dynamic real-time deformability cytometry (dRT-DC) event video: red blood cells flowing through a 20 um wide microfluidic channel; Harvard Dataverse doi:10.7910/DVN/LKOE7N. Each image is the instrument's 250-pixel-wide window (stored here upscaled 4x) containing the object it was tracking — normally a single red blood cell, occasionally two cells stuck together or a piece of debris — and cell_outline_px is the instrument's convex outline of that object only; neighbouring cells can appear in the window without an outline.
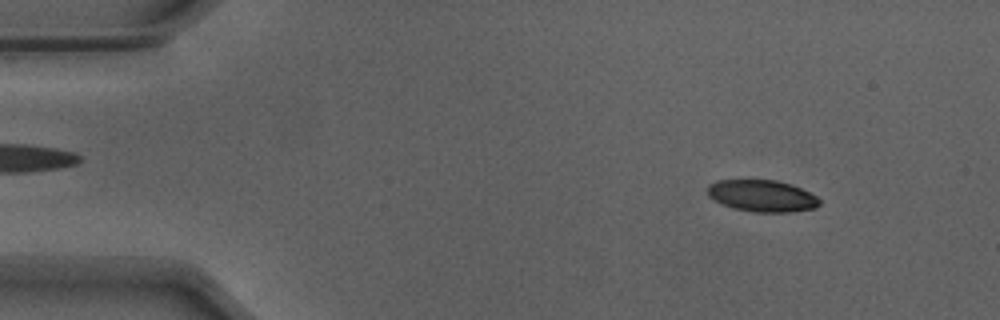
{"species": "Egyptian fruit bat (a non-hibernating species)", "species_latin": "Rousettus aegyptiacus", "temperature_condition": "warm", "stored_images_in_passage": 52, "camera_frame_rate_fps": 3000, "um_per_image_px": 0.085, "animal": {"sex": "male"}, "frame": {"image": 1, "passage_image": 6, "time_ms": 1.667, "image_size_px": [1000, 320], "cell_outline_px": [[820, 204], [816, 208], [792, 212], [756, 212], [736, 208], [720, 204], [708, 196], [708, 184], [716, 180], [776, 180], [792, 184], [816, 196], [820, 200]], "centroid_in_image_um": [64.77, 16.64], "position_along_channel_um": 20.2, "area_um2": 20.75}}
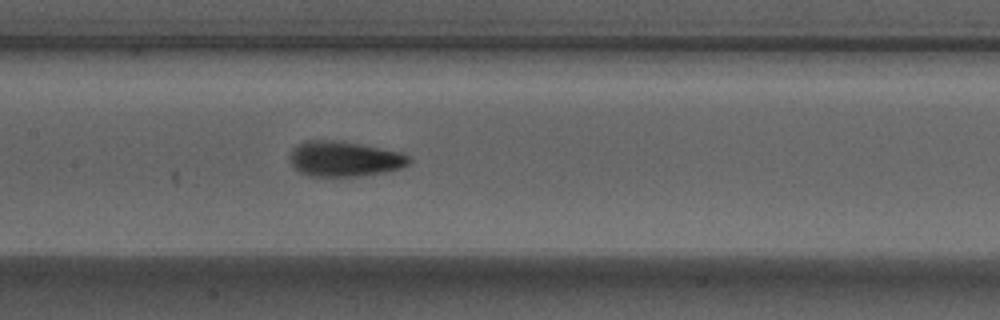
{"frame": {"image": 2, "passage_image": 25, "time_ms": 8.0, "image_size_px": [1000, 320], "cell_outline_px": [[412, 160], [408, 164], [400, 168], [384, 172], [356, 176], [308, 176], [300, 172], [292, 164], [292, 148], [296, 144], [304, 140], [332, 140], [404, 152]], "centroid_in_image_um": [29.28, 13.5], "position_along_channel_um": 178.1, "area_um2": 24.22}}
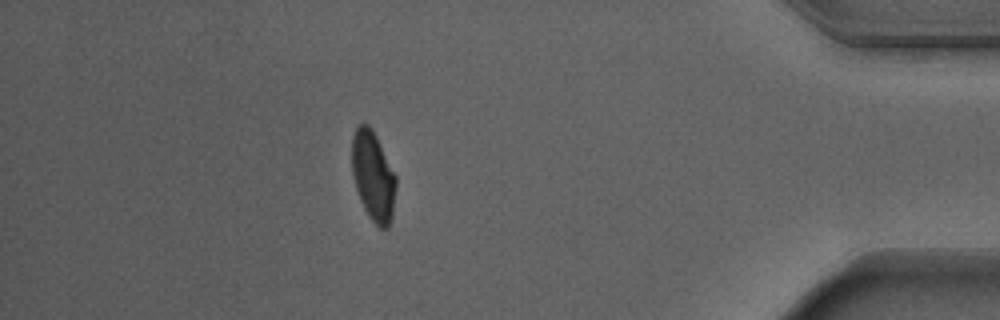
{"frame": {"image": 3, "passage_image": 46, "time_ms": 15.0, "image_size_px": [1000, 320], "cell_outline_px": [[396, 188], [392, 216], [388, 228], [380, 228], [368, 216], [360, 200], [356, 188], [352, 172], [352, 136], [356, 128], [360, 124], [368, 124], [372, 128], [396, 176]], "centroid_in_image_um": [31.71, 14.97], "position_along_channel_um": 403.5, "area_um2": 22.89}, "authors_computed_cell_mechanics": {"area_um2": 23.0044, "velocity_mm_per_s": 3.8971, "shape_relaxation_time_tau1_ms": 2.7762, "shape_relaxation_time_tau2_ms": 0.8467, "deformation_change_tau1": 0.1464, "deformation_change_tau2": 0.0715}}